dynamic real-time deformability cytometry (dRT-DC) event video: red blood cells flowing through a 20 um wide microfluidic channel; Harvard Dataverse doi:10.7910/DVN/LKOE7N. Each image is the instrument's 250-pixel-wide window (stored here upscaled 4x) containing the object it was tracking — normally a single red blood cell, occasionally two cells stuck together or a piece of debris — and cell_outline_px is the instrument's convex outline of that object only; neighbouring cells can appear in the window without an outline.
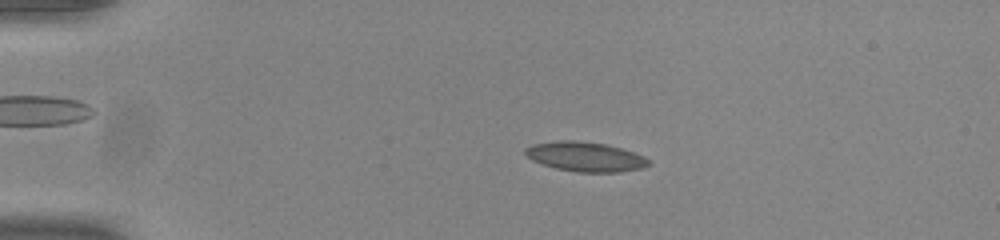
{"species": "common noctule bat (a hibernating species)", "species_latin": "Nyctalus noctula", "temperature_condition": "room temperature", "stored_images_in_passage": 54, "camera_frame_rate_fps": 3000, "um_per_image_px": 0.085, "animal": {"sex": "male", "body_mass_g": 20.0, "forearm_length_mm": 53.3}, "frame": {"image": 1, "passage_image": 12, "time_ms": 3.667, "image_size_px": [1000, 240], "cell_outline_px": [[652, 164], [644, 168], [620, 172], [580, 172], [556, 168], [532, 160], [524, 152], [524, 148], [532, 144], [556, 140], [576, 140], [604, 144], [620, 148], [644, 156]], "centroid_in_image_um": [49.76, 13.31], "position_along_channel_um": 35.2, "area_um2": 21.21}}
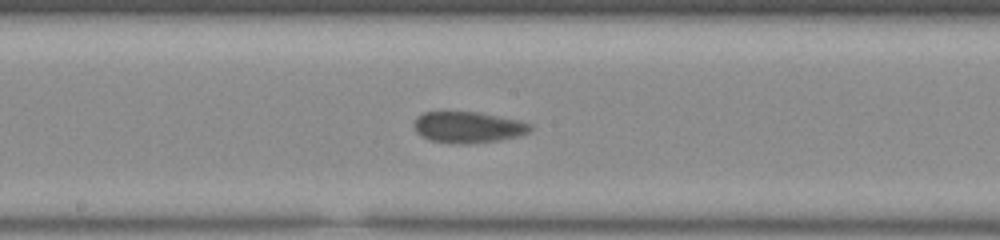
{"frame": {"image": 2, "passage_image": 30, "time_ms": 9.667, "image_size_px": [1000, 240], "cell_outline_px": [[532, 132], [520, 136], [500, 140], [472, 144], [448, 144], [432, 140], [420, 136], [416, 132], [412, 124], [416, 116], [424, 112], [480, 112], [516, 120], [532, 124]], "centroid_in_image_um": [39.77, 10.83], "position_along_channel_um": 208.4, "area_um2": 21.56}}
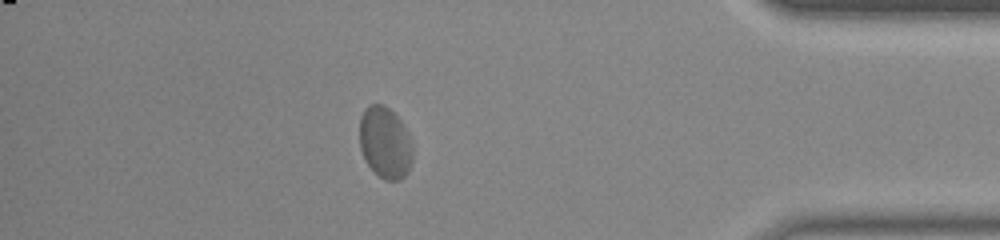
{"frame": {"image": 3, "passage_image": 48, "time_ms": 15.667, "image_size_px": [1000, 240], "cell_outline_px": [[412, 160], [408, 172], [400, 180], [384, 180], [368, 164], [360, 148], [360, 116], [364, 108], [368, 104], [384, 104], [404, 124], [412, 140]], "centroid_in_image_um": [32.74, 12.1], "position_along_channel_um": 402.5, "area_um2": 22.25}, "authors_computed_cell_mechanics": {"area_um2": 21.2704, "velocity_mm_per_s": 3.8022, "shape_relaxation_time_tau1_ms": 4.4696, "shape_relaxation_time_tau2_ms": 1.2007, "deformation_change_tau1": 0.0787, "deformation_change_tau2": 0.054}}